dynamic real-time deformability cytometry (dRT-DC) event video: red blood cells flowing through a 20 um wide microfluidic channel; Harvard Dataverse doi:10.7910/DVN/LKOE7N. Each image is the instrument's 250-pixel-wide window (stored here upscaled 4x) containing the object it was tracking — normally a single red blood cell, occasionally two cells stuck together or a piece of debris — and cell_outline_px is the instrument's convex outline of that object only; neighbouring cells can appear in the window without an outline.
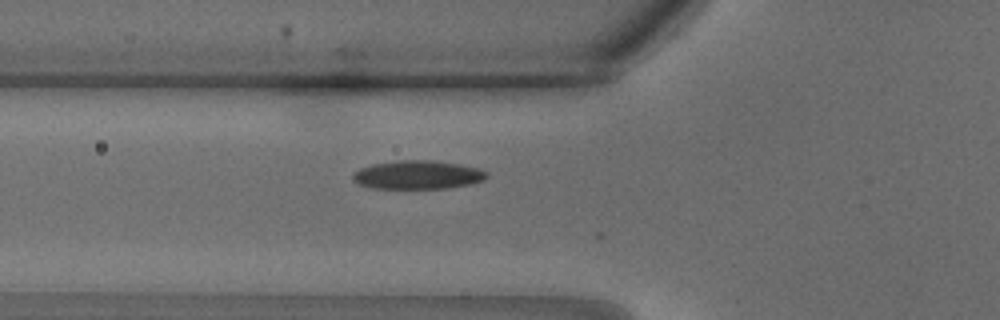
{"species": "common noctule bat (a hibernating species)", "species_latin": "Nyctalus noctula", "temperature_condition": "warm", "stored_images_in_passage": 4, "camera_frame_rate_fps": 3000, "um_per_image_px": 0.085, "animal": {"sex": "male", "body_mass_g": 18.8}, "frame": {"image": 1, "passage_image": 3, "time_ms": 0.667, "image_size_px": [1000, 320], "cell_outline_px": [[488, 176], [484, 180], [472, 184], [448, 188], [372, 188], [360, 184], [352, 180], [352, 176], [360, 168], [372, 164], [400, 160], [432, 160], [460, 164], [480, 168], [488, 172]], "centroid_in_image_um": [35.56, 14.86], "position_along_channel_um": 90.2, "area_um2": 22.37}}